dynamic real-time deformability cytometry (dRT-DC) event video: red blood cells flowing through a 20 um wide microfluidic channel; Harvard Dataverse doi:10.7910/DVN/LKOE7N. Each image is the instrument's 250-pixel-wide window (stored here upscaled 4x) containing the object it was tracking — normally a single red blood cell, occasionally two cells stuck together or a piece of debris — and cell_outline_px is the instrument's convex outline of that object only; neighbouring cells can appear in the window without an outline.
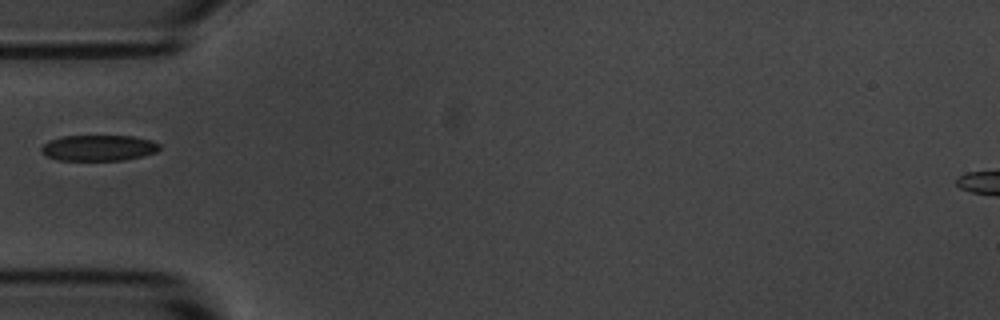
{"species": "common noctule bat (a hibernating species)", "species_latin": "Nyctalus noctula", "temperature_condition": "room temperature", "stored_images_in_passage": 16, "camera_frame_rate_fps": 3000, "um_per_image_px": 0.085, "animal": {"sex": "male", "body_mass_g": 20.1, "forearm_length_mm": 53.5}, "frame": {"image": 1, "passage_image": 1, "time_ms": 0.0, "image_size_px": [1000, 320], "cell_outline_px": [[160, 148], [156, 152], [124, 160], [60, 160], [48, 156], [40, 152], [40, 148], [48, 140], [64, 136], [132, 136], [152, 140], [160, 144]], "centroid_in_image_um": [8.37, 12.56], "position_along_channel_um": 76.6, "area_um2": 17.74}}
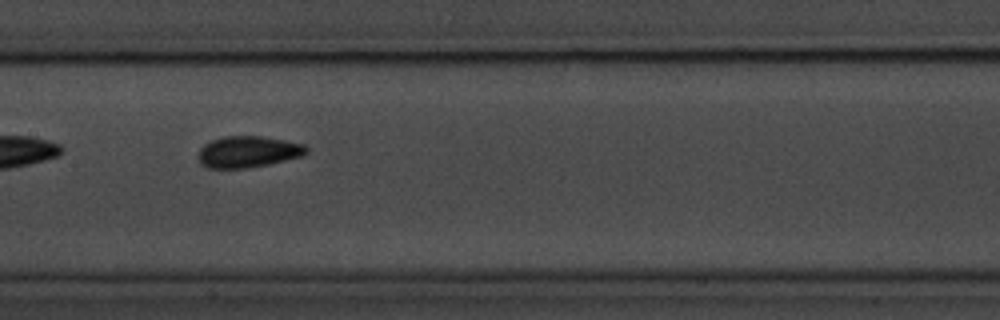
{"frame": {"image": 2, "passage_image": 10, "time_ms": 3.0, "image_size_px": [1000, 320], "cell_outline_px": [[308, 152], [304, 156], [268, 164], [244, 168], [208, 168], [200, 164], [196, 156], [200, 148], [204, 144], [212, 140], [224, 136], [264, 136], [304, 144], [308, 148]], "centroid_in_image_um": [21.07, 12.9], "position_along_channel_um": 186.3, "area_um2": 20.0}}
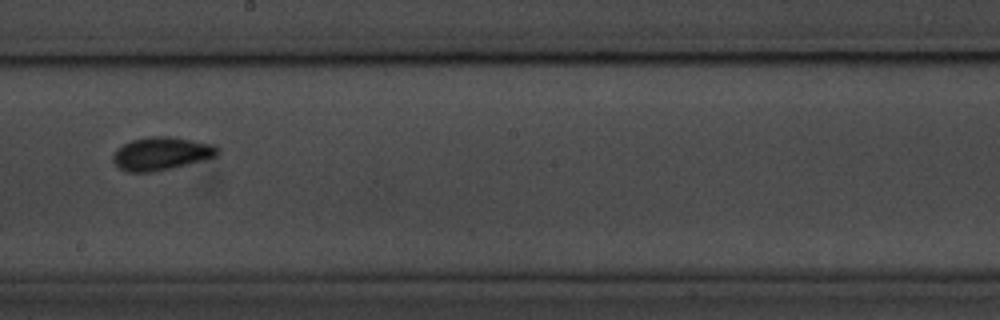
{"frame": {"image": 3, "passage_image": 14, "time_ms": 4.333, "image_size_px": [1000, 320], "cell_outline_px": [[220, 152], [216, 156], [188, 164], [172, 168], [152, 172], [128, 172], [120, 168], [112, 160], [112, 156], [124, 144], [132, 140], [152, 136], [172, 136], [216, 144], [220, 148]], "centroid_in_image_um": [13.78, 13.05], "position_along_channel_um": 234.4, "area_um2": 20.17}}